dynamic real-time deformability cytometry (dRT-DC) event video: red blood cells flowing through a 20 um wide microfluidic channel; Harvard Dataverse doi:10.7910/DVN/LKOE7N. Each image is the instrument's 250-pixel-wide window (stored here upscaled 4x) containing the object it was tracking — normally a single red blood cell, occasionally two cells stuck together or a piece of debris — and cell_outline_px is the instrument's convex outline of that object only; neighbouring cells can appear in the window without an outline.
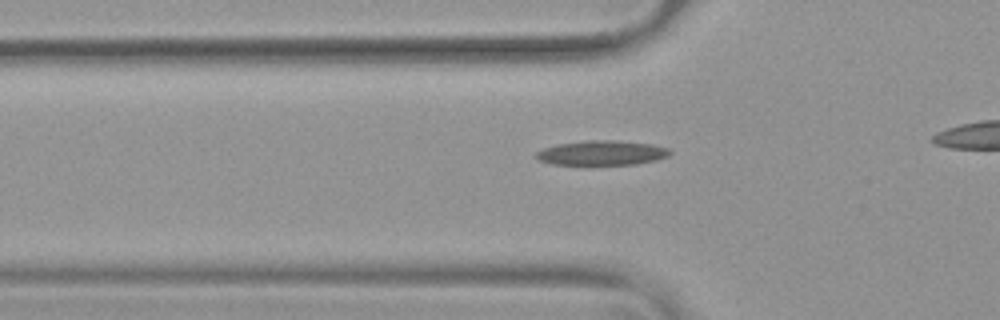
{"species": "common noctule bat (a hibernating species)", "species_latin": "Nyctalus noctula", "temperature_condition": "warm", "stored_images_in_passage": 37, "camera_frame_rate_fps": 3000, "um_per_image_px": 0.085, "animal": {"sex": "female", "body_mass_g": 19.9}, "frame": {"image": 1, "passage_image": 11, "time_ms": 3.333, "image_size_px": [1000, 320], "cell_outline_px": [[672, 152], [668, 156], [656, 160], [636, 164], [552, 164], [540, 160], [532, 156], [536, 152], [544, 148], [560, 144], [588, 140], [616, 140], [652, 144], [668, 148]], "centroid_in_image_um": [51.17, 12.99], "position_along_channel_um": 74.6, "area_um2": 19.07}}
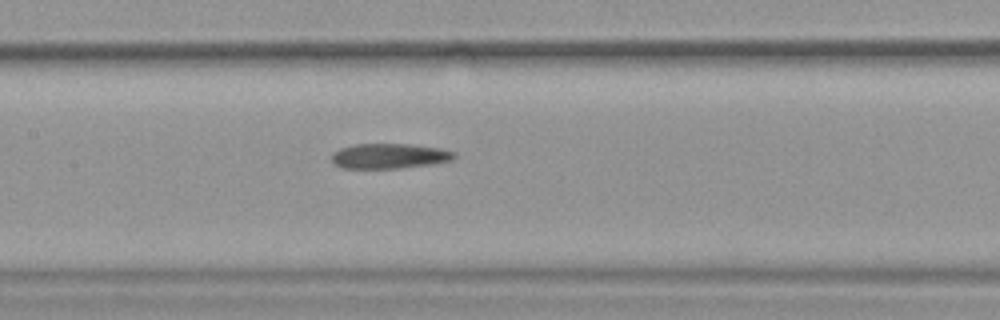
{"frame": {"image": 2, "passage_image": 19, "time_ms": 6.0, "image_size_px": [1000, 320], "cell_outline_px": [[456, 156], [452, 160], [432, 164], [400, 168], [340, 168], [332, 160], [332, 152], [340, 148], [356, 144], [408, 144], [440, 148], [456, 152]], "centroid_in_image_um": [33.1, 13.26], "position_along_channel_um": 174.3, "area_um2": 17.92}}
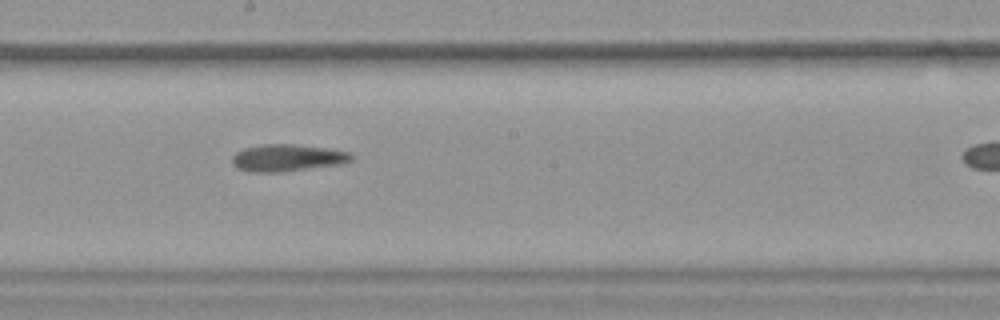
{"frame": {"image": 3, "passage_image": 23, "time_ms": 7.333, "image_size_px": [1000, 320], "cell_outline_px": [[352, 160], [340, 164], [280, 172], [248, 172], [236, 168], [232, 164], [232, 156], [236, 152], [244, 148], [260, 144], [296, 144], [324, 148], [348, 152], [352, 156]], "centroid_in_image_um": [24.34, 13.42], "position_along_channel_um": 223.9, "area_um2": 18.73}}